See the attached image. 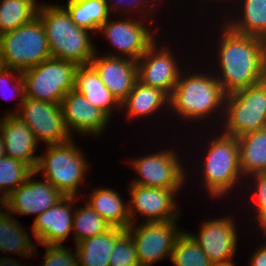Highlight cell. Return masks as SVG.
Returning a JSON list of instances; mask_svg holds the SVG:
<instances>
[{
  "label": "cell",
  "instance_id": "1",
  "mask_svg": "<svg viewBox=\"0 0 266 266\" xmlns=\"http://www.w3.org/2000/svg\"><path fill=\"white\" fill-rule=\"evenodd\" d=\"M222 23L217 28L220 37L216 40V53L213 52L212 67H218L211 71H215L214 75L228 95L266 80V40L237 33Z\"/></svg>",
  "mask_w": 266,
  "mask_h": 266
},
{
  "label": "cell",
  "instance_id": "2",
  "mask_svg": "<svg viewBox=\"0 0 266 266\" xmlns=\"http://www.w3.org/2000/svg\"><path fill=\"white\" fill-rule=\"evenodd\" d=\"M188 69L187 66L182 71L176 87L169 97V114L171 110L172 114L178 115L177 120L181 117L183 121H191L192 124H195L193 122L196 121L200 125L205 120L206 122L212 120L213 115H215V119L217 114L215 122L220 124L223 120L222 116H224L226 98L221 84L216 76L211 73L212 71L206 73L205 68L202 72L200 70L194 72L193 69L191 71ZM203 71L205 72L203 73Z\"/></svg>",
  "mask_w": 266,
  "mask_h": 266
},
{
  "label": "cell",
  "instance_id": "3",
  "mask_svg": "<svg viewBox=\"0 0 266 266\" xmlns=\"http://www.w3.org/2000/svg\"><path fill=\"white\" fill-rule=\"evenodd\" d=\"M37 17L41 20L51 57L78 65L90 64L96 53L92 32L77 26L64 6L40 3Z\"/></svg>",
  "mask_w": 266,
  "mask_h": 266
},
{
  "label": "cell",
  "instance_id": "4",
  "mask_svg": "<svg viewBox=\"0 0 266 266\" xmlns=\"http://www.w3.org/2000/svg\"><path fill=\"white\" fill-rule=\"evenodd\" d=\"M217 132L216 136L207 137L208 145L203 149L206 151L201 154L204 158L199 162L202 166L197 163L200 170L196 171L203 174L200 184L209 197L221 200L227 199V195L231 198L230 192L236 193L234 189L245 179L241 173L238 138Z\"/></svg>",
  "mask_w": 266,
  "mask_h": 266
},
{
  "label": "cell",
  "instance_id": "5",
  "mask_svg": "<svg viewBox=\"0 0 266 266\" xmlns=\"http://www.w3.org/2000/svg\"><path fill=\"white\" fill-rule=\"evenodd\" d=\"M77 144L72 137L64 143L46 145L34 171L38 176L42 174L63 196L81 198L78 189L86 183L87 172L92 166Z\"/></svg>",
  "mask_w": 266,
  "mask_h": 266
},
{
  "label": "cell",
  "instance_id": "6",
  "mask_svg": "<svg viewBox=\"0 0 266 266\" xmlns=\"http://www.w3.org/2000/svg\"><path fill=\"white\" fill-rule=\"evenodd\" d=\"M222 122L220 132L236 138L266 128V80L226 95Z\"/></svg>",
  "mask_w": 266,
  "mask_h": 266
},
{
  "label": "cell",
  "instance_id": "7",
  "mask_svg": "<svg viewBox=\"0 0 266 266\" xmlns=\"http://www.w3.org/2000/svg\"><path fill=\"white\" fill-rule=\"evenodd\" d=\"M0 53L5 67L20 72L51 58L41 20L36 17L32 22L0 35Z\"/></svg>",
  "mask_w": 266,
  "mask_h": 266
},
{
  "label": "cell",
  "instance_id": "8",
  "mask_svg": "<svg viewBox=\"0 0 266 266\" xmlns=\"http://www.w3.org/2000/svg\"><path fill=\"white\" fill-rule=\"evenodd\" d=\"M76 68L73 62L51 57L23 71L25 98L61 104L74 89Z\"/></svg>",
  "mask_w": 266,
  "mask_h": 266
},
{
  "label": "cell",
  "instance_id": "9",
  "mask_svg": "<svg viewBox=\"0 0 266 266\" xmlns=\"http://www.w3.org/2000/svg\"><path fill=\"white\" fill-rule=\"evenodd\" d=\"M165 149L131 159L130 169L137 172V178L130 181V184L164 189L185 188L188 179L186 176H189L183 165L185 161L180 160L178 151L174 148Z\"/></svg>",
  "mask_w": 266,
  "mask_h": 266
},
{
  "label": "cell",
  "instance_id": "10",
  "mask_svg": "<svg viewBox=\"0 0 266 266\" xmlns=\"http://www.w3.org/2000/svg\"><path fill=\"white\" fill-rule=\"evenodd\" d=\"M122 17L118 20L111 19L112 16L99 27L97 33H101L105 41L111 45L116 52L104 53V55L124 57L137 61L147 51V49L158 39V31L152 29L154 19H144L136 15V18ZM147 21H149L147 24ZM146 23V24H145ZM150 26V28L148 27ZM157 33V34H156ZM113 46V47H112Z\"/></svg>",
  "mask_w": 266,
  "mask_h": 266
},
{
  "label": "cell",
  "instance_id": "11",
  "mask_svg": "<svg viewBox=\"0 0 266 266\" xmlns=\"http://www.w3.org/2000/svg\"><path fill=\"white\" fill-rule=\"evenodd\" d=\"M178 220L166 222H144L131 224L126 231L130 234L137 253L140 266H153L163 259L169 258L178 235Z\"/></svg>",
  "mask_w": 266,
  "mask_h": 266
},
{
  "label": "cell",
  "instance_id": "12",
  "mask_svg": "<svg viewBox=\"0 0 266 266\" xmlns=\"http://www.w3.org/2000/svg\"><path fill=\"white\" fill-rule=\"evenodd\" d=\"M129 185L128 205L131 224L137 222L138 215L145 218L144 222H166L180 219L182 210L178 207L175 196L181 192V189Z\"/></svg>",
  "mask_w": 266,
  "mask_h": 266
},
{
  "label": "cell",
  "instance_id": "13",
  "mask_svg": "<svg viewBox=\"0 0 266 266\" xmlns=\"http://www.w3.org/2000/svg\"><path fill=\"white\" fill-rule=\"evenodd\" d=\"M172 52L171 45L162 46L159 43L157 45V41H155L136 61L138 81L145 86L161 89L169 97L172 95L183 69L187 66L180 65L183 62L182 59H177L176 52H173L174 54Z\"/></svg>",
  "mask_w": 266,
  "mask_h": 266
},
{
  "label": "cell",
  "instance_id": "14",
  "mask_svg": "<svg viewBox=\"0 0 266 266\" xmlns=\"http://www.w3.org/2000/svg\"><path fill=\"white\" fill-rule=\"evenodd\" d=\"M15 115L26 123L38 143L60 144L72 138L64 123L61 104L24 98Z\"/></svg>",
  "mask_w": 266,
  "mask_h": 266
},
{
  "label": "cell",
  "instance_id": "15",
  "mask_svg": "<svg viewBox=\"0 0 266 266\" xmlns=\"http://www.w3.org/2000/svg\"><path fill=\"white\" fill-rule=\"evenodd\" d=\"M233 215L204 220L196 234L187 231L212 264L234 260L238 248L239 230L237 231L238 226Z\"/></svg>",
  "mask_w": 266,
  "mask_h": 266
},
{
  "label": "cell",
  "instance_id": "16",
  "mask_svg": "<svg viewBox=\"0 0 266 266\" xmlns=\"http://www.w3.org/2000/svg\"><path fill=\"white\" fill-rule=\"evenodd\" d=\"M35 171L3 201L12 215H34L35 218L54 206L64 196L46 179L37 180Z\"/></svg>",
  "mask_w": 266,
  "mask_h": 266
},
{
  "label": "cell",
  "instance_id": "17",
  "mask_svg": "<svg viewBox=\"0 0 266 266\" xmlns=\"http://www.w3.org/2000/svg\"><path fill=\"white\" fill-rule=\"evenodd\" d=\"M64 123L72 137L98 138L103 135L111 119L99 108L93 106L84 95L70 90L62 99ZM110 121V122H109Z\"/></svg>",
  "mask_w": 266,
  "mask_h": 266
},
{
  "label": "cell",
  "instance_id": "18",
  "mask_svg": "<svg viewBox=\"0 0 266 266\" xmlns=\"http://www.w3.org/2000/svg\"><path fill=\"white\" fill-rule=\"evenodd\" d=\"M78 198L64 196L54 206L34 218L31 233L38 245H64V241L73 234V214Z\"/></svg>",
  "mask_w": 266,
  "mask_h": 266
},
{
  "label": "cell",
  "instance_id": "19",
  "mask_svg": "<svg viewBox=\"0 0 266 266\" xmlns=\"http://www.w3.org/2000/svg\"><path fill=\"white\" fill-rule=\"evenodd\" d=\"M98 51L96 49L90 64L95 68L104 85L121 104L138 80L137 62L124 57L104 55Z\"/></svg>",
  "mask_w": 266,
  "mask_h": 266
},
{
  "label": "cell",
  "instance_id": "20",
  "mask_svg": "<svg viewBox=\"0 0 266 266\" xmlns=\"http://www.w3.org/2000/svg\"><path fill=\"white\" fill-rule=\"evenodd\" d=\"M0 118V133L3 137L5 154L22 161L35 170L39 155H35L40 145L30 128L15 114H5Z\"/></svg>",
  "mask_w": 266,
  "mask_h": 266
},
{
  "label": "cell",
  "instance_id": "21",
  "mask_svg": "<svg viewBox=\"0 0 266 266\" xmlns=\"http://www.w3.org/2000/svg\"><path fill=\"white\" fill-rule=\"evenodd\" d=\"M74 90L84 95L93 106L102 110L110 119L114 111L121 109V104L104 85L91 64L77 66Z\"/></svg>",
  "mask_w": 266,
  "mask_h": 266
},
{
  "label": "cell",
  "instance_id": "22",
  "mask_svg": "<svg viewBox=\"0 0 266 266\" xmlns=\"http://www.w3.org/2000/svg\"><path fill=\"white\" fill-rule=\"evenodd\" d=\"M121 110L125 111L126 119L129 122L133 119L150 117L154 113L158 115L159 110L162 111L160 112L162 114L169 110V96L161 89L145 86L137 80L133 89L121 103Z\"/></svg>",
  "mask_w": 266,
  "mask_h": 266
},
{
  "label": "cell",
  "instance_id": "23",
  "mask_svg": "<svg viewBox=\"0 0 266 266\" xmlns=\"http://www.w3.org/2000/svg\"><path fill=\"white\" fill-rule=\"evenodd\" d=\"M234 6L236 7L233 8V16L229 11V20L226 16V19L223 17L226 22H222L237 33L266 40V0H235ZM236 10L239 11L234 14Z\"/></svg>",
  "mask_w": 266,
  "mask_h": 266
},
{
  "label": "cell",
  "instance_id": "24",
  "mask_svg": "<svg viewBox=\"0 0 266 266\" xmlns=\"http://www.w3.org/2000/svg\"><path fill=\"white\" fill-rule=\"evenodd\" d=\"M120 192L110 187L94 188L85 196L91 208L111 227L127 229L131 225L128 200L125 203ZM87 198V199H86Z\"/></svg>",
  "mask_w": 266,
  "mask_h": 266
},
{
  "label": "cell",
  "instance_id": "25",
  "mask_svg": "<svg viewBox=\"0 0 266 266\" xmlns=\"http://www.w3.org/2000/svg\"><path fill=\"white\" fill-rule=\"evenodd\" d=\"M0 251L32 258L37 255L38 244L31 240V235L21 223L2 205L0 201ZM30 237V238H29Z\"/></svg>",
  "mask_w": 266,
  "mask_h": 266
},
{
  "label": "cell",
  "instance_id": "26",
  "mask_svg": "<svg viewBox=\"0 0 266 266\" xmlns=\"http://www.w3.org/2000/svg\"><path fill=\"white\" fill-rule=\"evenodd\" d=\"M125 229L111 227L106 232L86 238L75 244L78 266H110L109 256L116 240Z\"/></svg>",
  "mask_w": 266,
  "mask_h": 266
},
{
  "label": "cell",
  "instance_id": "27",
  "mask_svg": "<svg viewBox=\"0 0 266 266\" xmlns=\"http://www.w3.org/2000/svg\"><path fill=\"white\" fill-rule=\"evenodd\" d=\"M241 173L247 177L266 172V128L238 138Z\"/></svg>",
  "mask_w": 266,
  "mask_h": 266
},
{
  "label": "cell",
  "instance_id": "28",
  "mask_svg": "<svg viewBox=\"0 0 266 266\" xmlns=\"http://www.w3.org/2000/svg\"><path fill=\"white\" fill-rule=\"evenodd\" d=\"M63 5L79 27L97 34L99 27L112 15L104 0H67Z\"/></svg>",
  "mask_w": 266,
  "mask_h": 266
},
{
  "label": "cell",
  "instance_id": "29",
  "mask_svg": "<svg viewBox=\"0 0 266 266\" xmlns=\"http://www.w3.org/2000/svg\"><path fill=\"white\" fill-rule=\"evenodd\" d=\"M40 3L37 0H0V35L32 22Z\"/></svg>",
  "mask_w": 266,
  "mask_h": 266
},
{
  "label": "cell",
  "instance_id": "30",
  "mask_svg": "<svg viewBox=\"0 0 266 266\" xmlns=\"http://www.w3.org/2000/svg\"><path fill=\"white\" fill-rule=\"evenodd\" d=\"M81 208L75 207L73 214V233L72 236L74 244L95 235L102 234L111 228V225L103 218H101L91 206L85 202Z\"/></svg>",
  "mask_w": 266,
  "mask_h": 266
},
{
  "label": "cell",
  "instance_id": "31",
  "mask_svg": "<svg viewBox=\"0 0 266 266\" xmlns=\"http://www.w3.org/2000/svg\"><path fill=\"white\" fill-rule=\"evenodd\" d=\"M170 261L175 266H212L202 248L186 230H182L176 238Z\"/></svg>",
  "mask_w": 266,
  "mask_h": 266
},
{
  "label": "cell",
  "instance_id": "32",
  "mask_svg": "<svg viewBox=\"0 0 266 266\" xmlns=\"http://www.w3.org/2000/svg\"><path fill=\"white\" fill-rule=\"evenodd\" d=\"M34 170L26 163L8 156L0 158V201L22 185Z\"/></svg>",
  "mask_w": 266,
  "mask_h": 266
},
{
  "label": "cell",
  "instance_id": "33",
  "mask_svg": "<svg viewBox=\"0 0 266 266\" xmlns=\"http://www.w3.org/2000/svg\"><path fill=\"white\" fill-rule=\"evenodd\" d=\"M111 14L116 15H128V18L135 13V11L141 15L140 18L153 19L161 4L166 2L165 0H104ZM159 2V3H158ZM159 4V5H158ZM120 13H119V12ZM113 12V13H112ZM130 14V16H129ZM154 14V15H153Z\"/></svg>",
  "mask_w": 266,
  "mask_h": 266
},
{
  "label": "cell",
  "instance_id": "34",
  "mask_svg": "<svg viewBox=\"0 0 266 266\" xmlns=\"http://www.w3.org/2000/svg\"><path fill=\"white\" fill-rule=\"evenodd\" d=\"M7 87L10 90V93L13 94L12 97L18 99L19 102L15 111H9L6 112V114H16L19 111L20 106L24 102L25 98L24 80L22 77V72L16 69L4 67L0 71V95L7 98L8 100L10 96L6 95L9 93L7 92Z\"/></svg>",
  "mask_w": 266,
  "mask_h": 266
},
{
  "label": "cell",
  "instance_id": "35",
  "mask_svg": "<svg viewBox=\"0 0 266 266\" xmlns=\"http://www.w3.org/2000/svg\"><path fill=\"white\" fill-rule=\"evenodd\" d=\"M109 264L110 266H140L134 242L127 231L116 240L109 256Z\"/></svg>",
  "mask_w": 266,
  "mask_h": 266
},
{
  "label": "cell",
  "instance_id": "36",
  "mask_svg": "<svg viewBox=\"0 0 266 266\" xmlns=\"http://www.w3.org/2000/svg\"><path fill=\"white\" fill-rule=\"evenodd\" d=\"M248 182H247V181ZM251 182H250V181ZM245 183L247 184L248 193H250L249 198L253 201L251 205L253 208V219L256 221L261 215L266 214V172L265 173H257L251 175L245 179ZM251 185H250V184ZM254 183V184H253ZM248 185L250 186L248 188ZM254 185V186H253ZM250 188L252 190H250ZM252 192V193H251ZM255 205V206H254Z\"/></svg>",
  "mask_w": 266,
  "mask_h": 266
},
{
  "label": "cell",
  "instance_id": "37",
  "mask_svg": "<svg viewBox=\"0 0 266 266\" xmlns=\"http://www.w3.org/2000/svg\"><path fill=\"white\" fill-rule=\"evenodd\" d=\"M45 254L41 266H78L76 251L65 245L44 244Z\"/></svg>",
  "mask_w": 266,
  "mask_h": 266
},
{
  "label": "cell",
  "instance_id": "38",
  "mask_svg": "<svg viewBox=\"0 0 266 266\" xmlns=\"http://www.w3.org/2000/svg\"><path fill=\"white\" fill-rule=\"evenodd\" d=\"M258 247L250 257V266H266V241Z\"/></svg>",
  "mask_w": 266,
  "mask_h": 266
},
{
  "label": "cell",
  "instance_id": "39",
  "mask_svg": "<svg viewBox=\"0 0 266 266\" xmlns=\"http://www.w3.org/2000/svg\"><path fill=\"white\" fill-rule=\"evenodd\" d=\"M0 266H23L21 263H19V261L16 260H13L12 258H8L7 256L6 257H0Z\"/></svg>",
  "mask_w": 266,
  "mask_h": 266
},
{
  "label": "cell",
  "instance_id": "40",
  "mask_svg": "<svg viewBox=\"0 0 266 266\" xmlns=\"http://www.w3.org/2000/svg\"><path fill=\"white\" fill-rule=\"evenodd\" d=\"M257 222V223H256ZM257 225L256 228H260V231L263 232V238H266V214L261 215L256 221H255ZM259 226V227H258ZM265 236V237H264Z\"/></svg>",
  "mask_w": 266,
  "mask_h": 266
},
{
  "label": "cell",
  "instance_id": "41",
  "mask_svg": "<svg viewBox=\"0 0 266 266\" xmlns=\"http://www.w3.org/2000/svg\"><path fill=\"white\" fill-rule=\"evenodd\" d=\"M6 156L5 154V148H4V141H3V137L0 133V158Z\"/></svg>",
  "mask_w": 266,
  "mask_h": 266
},
{
  "label": "cell",
  "instance_id": "42",
  "mask_svg": "<svg viewBox=\"0 0 266 266\" xmlns=\"http://www.w3.org/2000/svg\"><path fill=\"white\" fill-rule=\"evenodd\" d=\"M202 1H203V3H204V2L208 3L209 1H210V2H213V3H214V2H215V3L217 2V3H216L217 5L219 4L218 1H220L221 4H222V3L224 4L225 2H226L225 4H227V3H231V2H232V3H231V7H230L231 10H232V4H234V2H235V0H226V1H225V0H207V1H206V0H202ZM222 1H223V2H222ZM228 1H230V2H228Z\"/></svg>",
  "mask_w": 266,
  "mask_h": 266
},
{
  "label": "cell",
  "instance_id": "43",
  "mask_svg": "<svg viewBox=\"0 0 266 266\" xmlns=\"http://www.w3.org/2000/svg\"><path fill=\"white\" fill-rule=\"evenodd\" d=\"M234 260L225 263H214L212 266H236Z\"/></svg>",
  "mask_w": 266,
  "mask_h": 266
},
{
  "label": "cell",
  "instance_id": "44",
  "mask_svg": "<svg viewBox=\"0 0 266 266\" xmlns=\"http://www.w3.org/2000/svg\"><path fill=\"white\" fill-rule=\"evenodd\" d=\"M4 67H5V65H4V62H3V57H2V55H1V53H0V71H1Z\"/></svg>",
  "mask_w": 266,
  "mask_h": 266
}]
</instances>
